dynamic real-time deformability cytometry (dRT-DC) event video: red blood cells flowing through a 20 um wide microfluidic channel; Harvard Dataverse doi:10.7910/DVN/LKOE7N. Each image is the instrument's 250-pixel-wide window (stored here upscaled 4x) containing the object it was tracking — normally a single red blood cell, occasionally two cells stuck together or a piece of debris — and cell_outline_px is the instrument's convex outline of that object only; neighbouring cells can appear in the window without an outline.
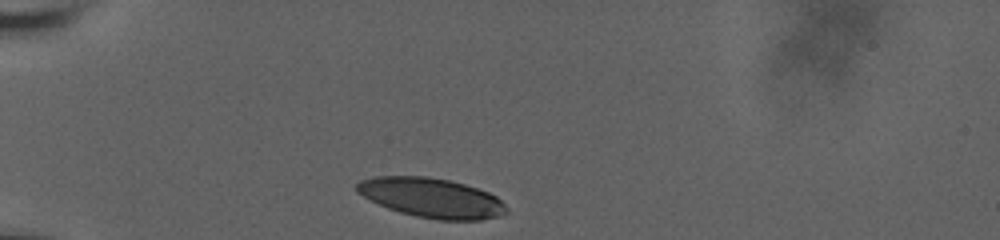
{"species": "human", "species_latin": "Homo sapiens", "temperature_condition": "room temperature", "stored_images_in_passage": 33, "camera_frame_rate_fps": 3000, "um_per_image_px": 0.085, "donor": {"sex": "male"}, "frame": {"image": 1, "passage_image": 1, "time_ms": 0.0, "image_size_px": [1000, 240], "cell_outline_px": [[508, 212], [500, 216], [480, 220], [440, 220], [416, 216], [400, 212], [388, 208], [356, 192], [356, 184], [360, 180], [372, 176], [428, 176], [452, 180], [488, 192], [496, 196], [508, 208]], "centroid_in_image_um": [36.69, 16.8], "position_along_channel_um": 48.3, "area_um2": 34.56}}
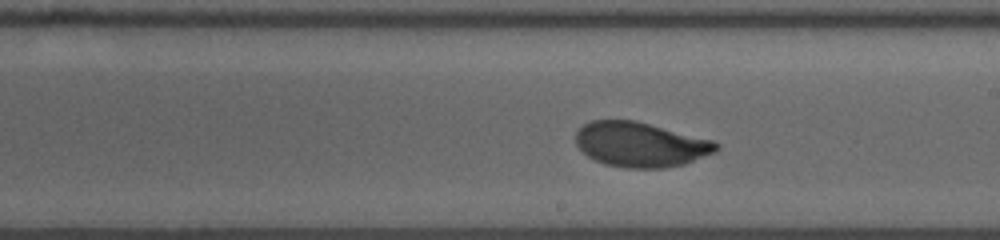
{"frame": {"image": 2, "passage_image": 19, "time_ms": 6.0, "image_size_px": [1000, 240], "cell_outline_px": [[720, 148], [716, 152], [684, 164], [664, 168], [624, 168], [604, 164], [588, 156], [576, 144], [576, 132], [584, 124], [592, 120], [636, 120], [712, 140], [720, 144]], "centroid_in_image_um": [54.46, 12.28], "position_along_channel_um": 234.5, "area_um2": 36.7}}
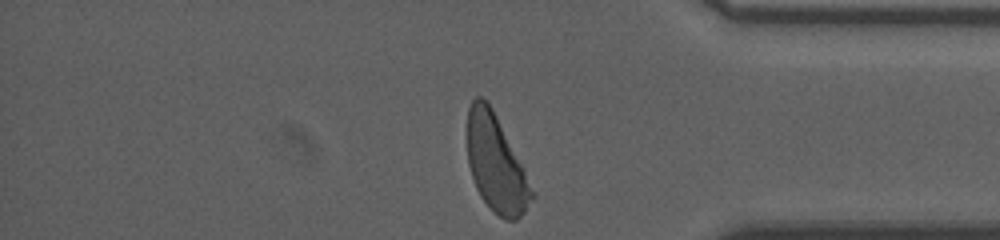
{"frame": {"image": 3, "passage_image": 33, "time_ms": 10.667, "image_size_px": [1000, 240], "cell_outline_px": [[536, 196], [524, 212], [516, 220], [504, 220], [480, 196], [476, 188], [468, 164], [468, 108], [472, 100], [476, 96], [480, 96], [488, 100], [524, 168]], "centroid_in_image_um": [42.17, 13.9], "position_along_channel_um": 393.0, "area_um2": 36.13}, "authors_computed_cell_mechanics": {"area_um2": 36.8764, "velocity_mm_per_s": 3.6814, "shape_relaxation_time_tau1_ms": 3.5109, "shape_relaxation_time_tau2_ms": null, "deformation_change_tau1": 0.1688, "deformation_change_tau2": null}}